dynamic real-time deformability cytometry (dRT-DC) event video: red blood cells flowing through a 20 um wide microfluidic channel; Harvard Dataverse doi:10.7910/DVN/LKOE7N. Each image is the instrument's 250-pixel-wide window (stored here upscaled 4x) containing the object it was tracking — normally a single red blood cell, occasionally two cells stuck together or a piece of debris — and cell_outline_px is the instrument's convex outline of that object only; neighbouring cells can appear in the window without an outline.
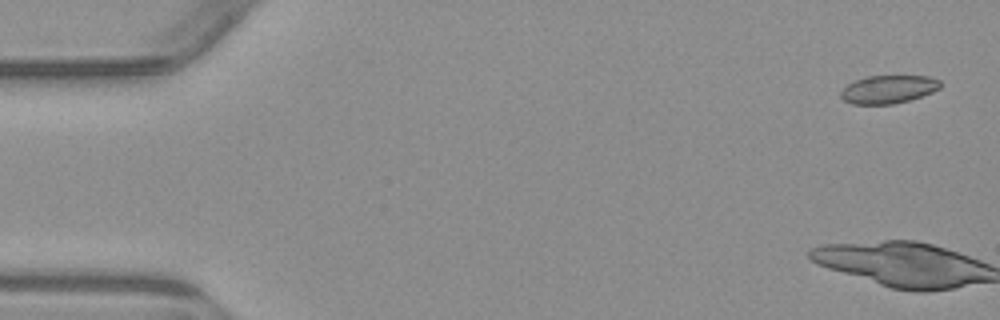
{"species": "common noctule bat (a hibernating species)", "species_latin": "Nyctalus noctula", "temperature_condition": "warm", "stored_images_in_passage": 4, "camera_frame_rate_fps": 3000, "um_per_image_px": 0.085, "animal": {"sex": "male", "body_mass_g": 23.1, "forearm_length_mm": 52.7}, "frame": {"image": 1, "passage_image": 1, "time_ms": 0.0, "image_size_px": [1000, 320], "cell_outline_px": [[944, 84], [940, 88], [932, 92], [908, 100], [892, 104], [852, 104], [844, 100], [840, 96], [840, 92], [848, 84], [856, 80], [868, 76], [928, 76], [940, 80]], "centroid_in_image_um": [75.53, 7.58], "position_along_channel_um": 9.5, "area_um2": 16.24}}